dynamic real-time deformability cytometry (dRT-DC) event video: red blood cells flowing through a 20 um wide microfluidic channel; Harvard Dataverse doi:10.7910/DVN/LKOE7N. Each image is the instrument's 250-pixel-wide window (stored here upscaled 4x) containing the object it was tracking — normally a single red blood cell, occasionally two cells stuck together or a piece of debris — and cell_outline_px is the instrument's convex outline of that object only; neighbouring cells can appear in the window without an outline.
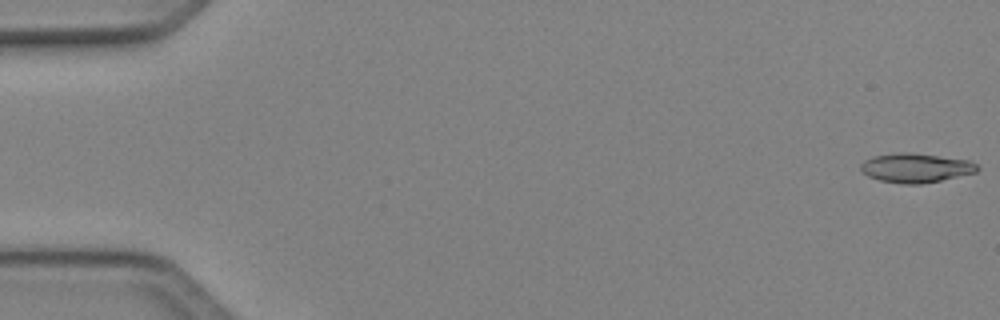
{"species": "Egyptian fruit bat (a non-hibernating species)", "species_latin": "Rousettus aegyptiacus", "temperature_condition": "cold", "stored_images_in_passage": 50, "camera_frame_rate_fps": 3000, "um_per_image_px": 0.085, "animal": {"sex": "female"}, "frame": {"image": 1, "passage_image": 1, "time_ms": 0.0, "image_size_px": [1000, 320], "cell_outline_px": [[980, 168], [976, 172], [940, 180], [920, 184], [904, 184], [880, 180], [868, 176], [860, 168], [860, 164], [864, 160], [872, 156], [896, 152], [912, 152], [968, 160], [976, 164]], "centroid_in_image_um": [77.81, 14.25], "position_along_channel_um": 7.2, "area_um2": 19.83}}
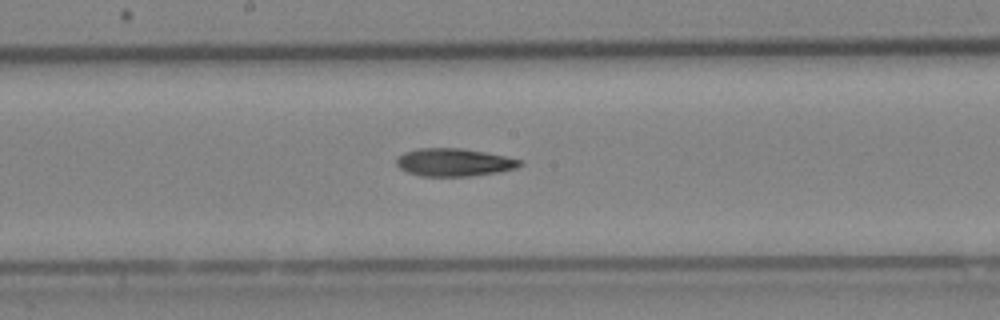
{"frame": {"image": 2, "passage_image": 27, "time_ms": 8.667, "image_size_px": [1000, 320], "cell_outline_px": [[524, 164], [516, 168], [496, 172], [468, 176], [420, 176], [408, 172], [400, 168], [396, 164], [396, 156], [404, 152], [416, 148], [460, 148], [484, 152], [524, 160]], "centroid_in_image_um": [38.57, 13.79], "position_along_channel_um": 209.6, "area_um2": 20.06}}
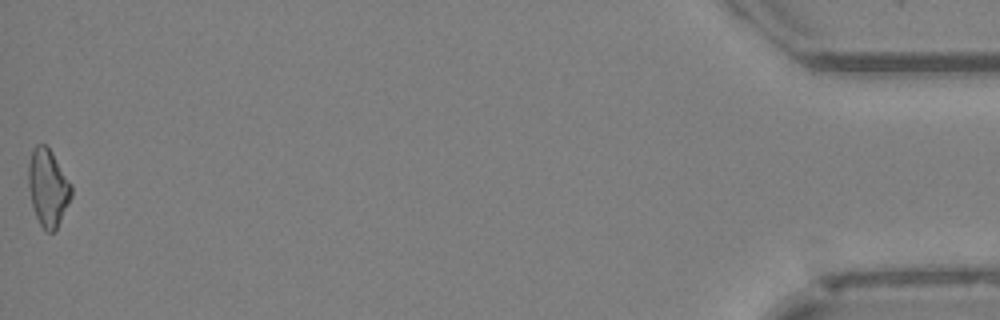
{"frame": {"image": 3, "passage_image": 50, "time_ms": 16.333, "image_size_px": [1000, 320], "cell_outline_px": [[72, 196], [56, 228], [52, 232], [48, 232], [40, 224], [36, 216], [32, 204], [28, 188], [28, 164], [32, 148], [36, 144], [44, 144], [52, 152], [72, 184]], "centroid_in_image_um": [4.07, 15.91], "position_along_channel_um": 431.1, "area_um2": 19.25}}